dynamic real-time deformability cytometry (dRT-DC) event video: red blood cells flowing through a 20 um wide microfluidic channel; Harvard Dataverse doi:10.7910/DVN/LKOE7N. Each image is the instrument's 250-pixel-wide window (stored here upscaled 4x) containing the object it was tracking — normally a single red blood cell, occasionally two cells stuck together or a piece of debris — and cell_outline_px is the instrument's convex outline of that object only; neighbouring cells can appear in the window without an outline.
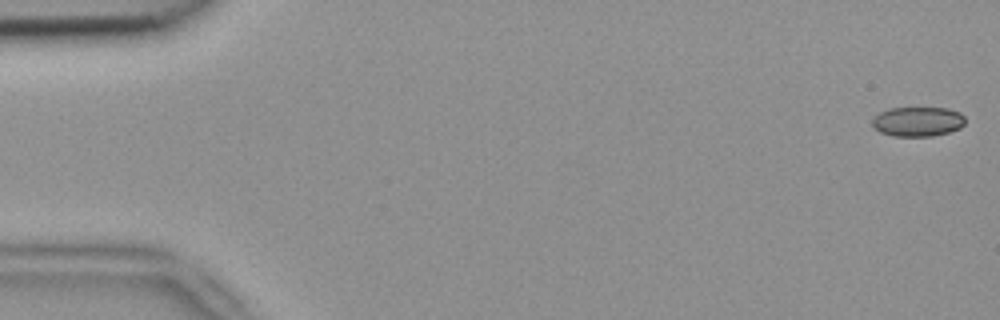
{"species": "common noctule bat (a hibernating species)", "species_latin": "Nyctalus noctula", "temperature_condition": "room temperature", "stored_images_in_passage": 5, "camera_frame_rate_fps": 3000, "um_per_image_px": 0.085, "animal": {"sex": "female", "body_mass_g": 18.4}, "frame": {"image": 1, "passage_image": 1, "time_ms": 0.0, "image_size_px": [1000, 320], "cell_outline_px": [[964, 124], [960, 128], [948, 132], [932, 136], [892, 136], [880, 132], [872, 128], [872, 120], [880, 112], [888, 108], [948, 108], [960, 112], [964, 116]], "centroid_in_image_um": [77.99, 10.33], "position_along_channel_um": 7.0, "area_um2": 16.13}}